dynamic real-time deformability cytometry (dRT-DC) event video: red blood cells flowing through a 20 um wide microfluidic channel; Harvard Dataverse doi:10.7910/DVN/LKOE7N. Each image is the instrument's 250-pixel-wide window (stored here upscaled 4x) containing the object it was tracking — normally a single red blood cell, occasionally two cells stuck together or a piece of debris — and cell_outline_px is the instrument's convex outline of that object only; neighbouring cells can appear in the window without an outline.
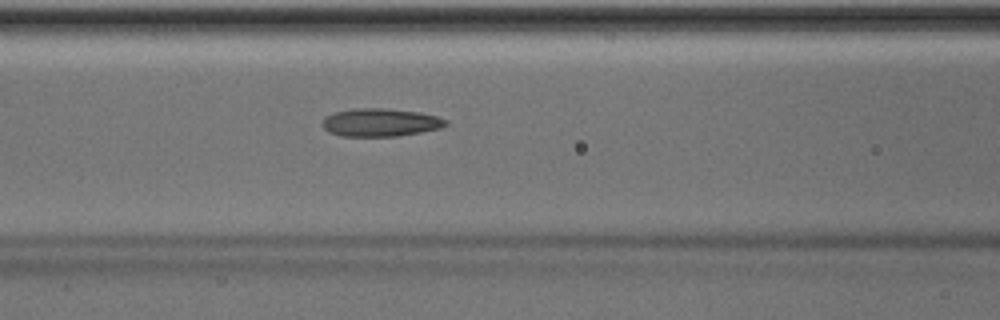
{"species": "Egyptian fruit bat (a non-hibernating species)", "species_latin": "Rousettus aegyptiacus", "temperature_condition": "room temperature", "stored_images_in_passage": 50, "camera_frame_rate_fps": 3000, "um_per_image_px": 0.085, "animal": {"sex": "male"}, "frame": {"image": 1, "passage_image": 21, "time_ms": 6.667, "image_size_px": [1000, 320], "cell_outline_px": [[448, 124], [440, 128], [420, 132], [396, 136], [340, 136], [328, 132], [320, 124], [324, 116], [332, 112], [352, 108], [384, 108], [420, 112], [436, 116], [448, 120]], "centroid_in_image_um": [32.27, 10.4], "position_along_channel_um": 134.3, "area_um2": 20.4}}
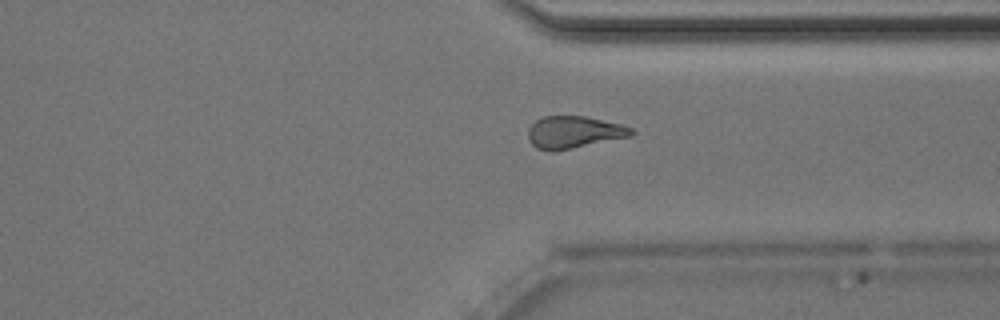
{"frame": {"image": 2, "passage_image": 38, "time_ms": 12.333, "image_size_px": [1000, 320], "cell_outline_px": [[636, 132], [632, 136], [552, 152], [548, 152], [536, 148], [528, 140], [528, 128], [536, 120], [544, 116], [584, 116], [620, 124], [632, 128]], "centroid_in_image_um": [48.76, 11.25], "position_along_channel_um": 362.6, "area_um2": 19.42}}
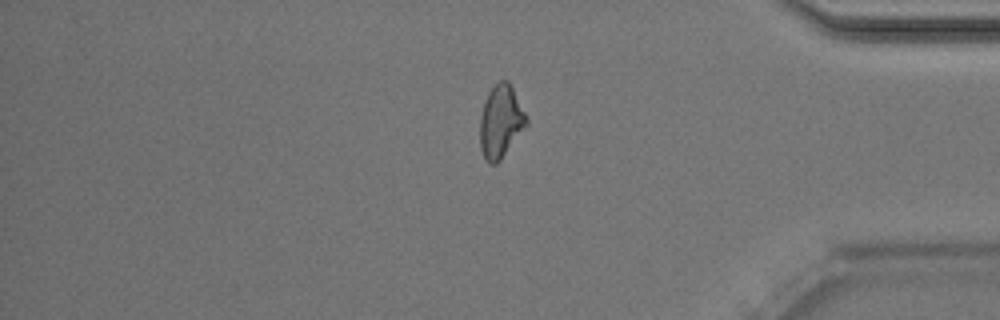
{"frame": {"image": 3, "passage_image": 42, "time_ms": 13.667, "image_size_px": [1000, 320], "cell_outline_px": [[528, 124], [500, 160], [496, 164], [488, 164], [480, 148], [480, 116], [488, 92], [500, 80], [508, 80], [528, 120]], "centroid_in_image_um": [42.55, 10.35], "position_along_channel_um": 392.7, "area_um2": 19.36}, "authors_computed_cell_mechanics": {"area_um2": 19.9121, "velocity_mm_per_s": 4.0334, "shape_relaxation_time_tau1_ms": null, "shape_relaxation_time_tau2_ms": 3.5131, "deformation_change_tau1": null, "deformation_change_tau2": 0.1252}}